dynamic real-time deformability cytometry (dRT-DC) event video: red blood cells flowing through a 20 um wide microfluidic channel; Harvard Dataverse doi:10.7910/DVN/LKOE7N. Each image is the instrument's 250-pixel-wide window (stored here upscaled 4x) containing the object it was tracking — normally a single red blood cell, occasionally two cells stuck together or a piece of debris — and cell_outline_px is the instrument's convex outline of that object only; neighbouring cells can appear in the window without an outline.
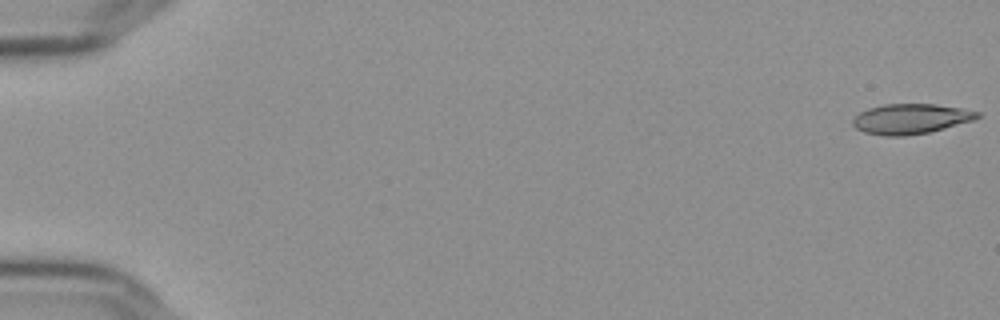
{"species": "Egyptian fruit bat (a non-hibernating species)", "species_latin": "Rousettus aegyptiacus", "temperature_condition": "cold", "stored_images_in_passage": 56, "camera_frame_rate_fps": 3000, "um_per_image_px": 0.085, "frame": {"image": 1, "passage_image": 1, "time_ms": 0.0, "image_size_px": [1000, 320], "cell_outline_px": [[980, 116], [972, 120], [944, 128], [928, 132], [904, 136], [884, 136], [864, 132], [856, 128], [852, 124], [852, 120], [860, 112], [868, 108], [884, 104], [936, 104], [960, 108], [980, 112]], "centroid_in_image_um": [77.37, 10.1], "position_along_channel_um": 7.6, "area_um2": 21.68}}
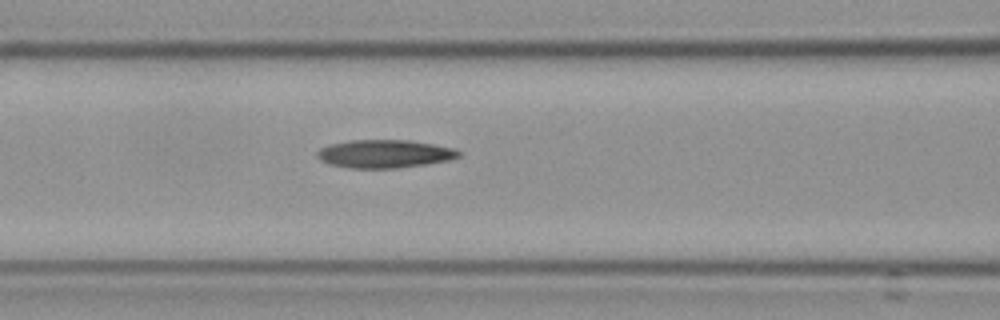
{"frame": {"image": 2, "passage_image": 25, "time_ms": 8.0, "image_size_px": [1000, 320], "cell_outline_px": [[460, 156], [448, 160], [424, 164], [396, 168], [352, 168], [332, 164], [320, 160], [316, 156], [316, 152], [320, 148], [328, 144], [352, 140], [408, 140], [456, 148], [460, 152]], "centroid_in_image_um": [32.67, 13.06], "position_along_channel_um": 133.9, "area_um2": 23.06}}
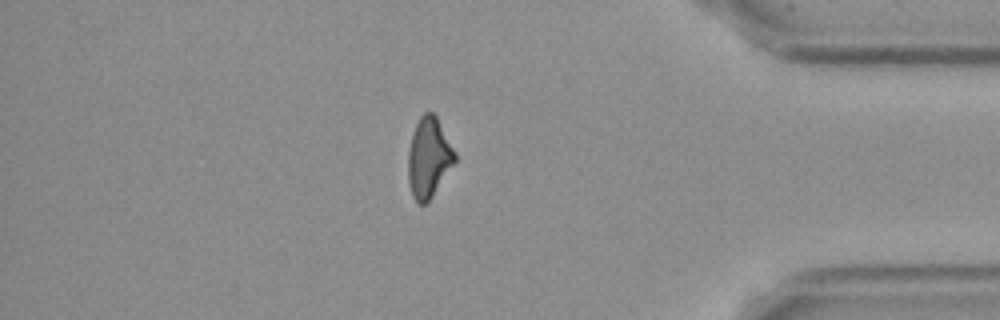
{"frame": {"image": 3, "passage_image": 49, "time_ms": 16.0, "image_size_px": [1000, 320], "cell_outline_px": [[456, 160], [432, 196], [424, 204], [416, 204], [412, 196], [408, 180], [408, 152], [412, 132], [420, 116], [424, 112], [432, 112], [436, 116], [456, 152]], "centroid_in_image_um": [36.43, 13.39], "position_along_channel_um": 398.8, "area_um2": 21.73}}